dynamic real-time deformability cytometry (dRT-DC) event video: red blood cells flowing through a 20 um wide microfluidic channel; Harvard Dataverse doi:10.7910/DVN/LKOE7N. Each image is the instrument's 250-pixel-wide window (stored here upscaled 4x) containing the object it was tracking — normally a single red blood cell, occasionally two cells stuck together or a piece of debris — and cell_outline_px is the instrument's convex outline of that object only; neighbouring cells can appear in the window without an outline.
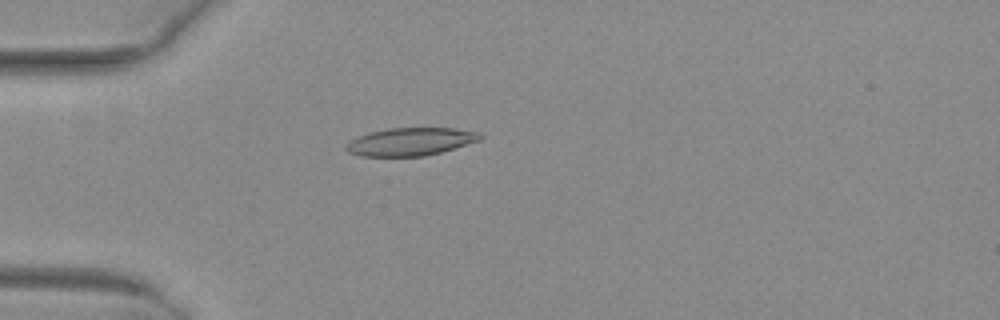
{"species": "common noctule bat (a hibernating species)", "species_latin": "Nyctalus noctula", "temperature_condition": "warm", "stored_images_in_passage": 39, "camera_frame_rate_fps": 3000, "um_per_image_px": 0.085, "animal": {"sex": "female", "body_mass_g": 29.2, "forearm_length_mm": 56.3}, "frame": {"image": 1, "passage_image": 2, "time_ms": 0.333, "image_size_px": [1000, 320], "cell_outline_px": [[484, 136], [480, 140], [440, 152], [424, 156], [360, 156], [348, 152], [344, 148], [344, 144], [356, 136], [368, 132], [388, 128], [452, 128], [480, 132]], "centroid_in_image_um": [34.84, 12.03], "position_along_channel_um": 50.2, "area_um2": 21.91}}
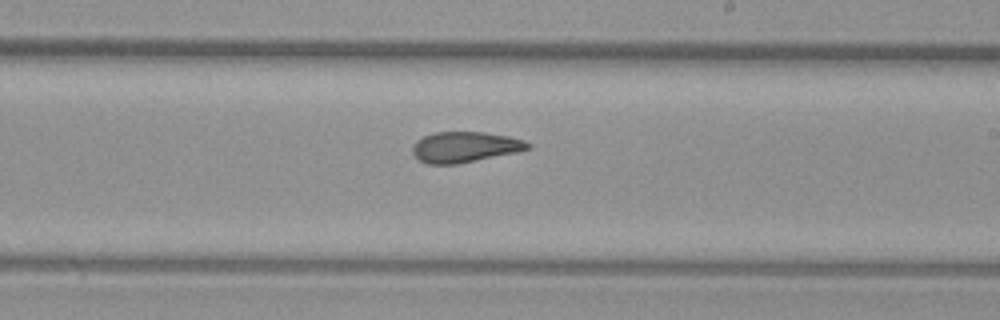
{"frame": {"image": 2, "passage_image": 18, "time_ms": 5.667, "image_size_px": [1000, 320], "cell_outline_px": [[532, 148], [516, 152], [456, 164], [428, 164], [420, 160], [412, 152], [412, 144], [416, 140], [432, 132], [484, 132], [508, 136], [524, 140], [532, 144]], "centroid_in_image_um": [39.51, 12.48], "position_along_channel_um": 249.5, "area_um2": 20.58}}
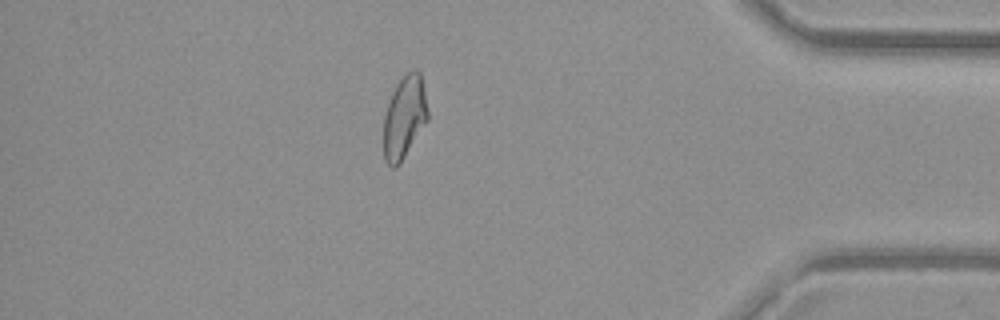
{"frame": {"image": 3, "passage_image": 32, "time_ms": 10.333, "image_size_px": [1000, 320], "cell_outline_px": [[428, 120], [400, 164], [396, 168], [392, 168], [384, 160], [384, 116], [392, 92], [396, 84], [408, 72], [416, 68], [420, 72], [428, 112]], "centroid_in_image_um": [34.37, 10.0], "position_along_channel_um": 400.8, "area_um2": 21.15}, "authors_computed_cell_mechanics": {"area_um2": 21.386, "velocity_mm_per_s": 4.038, "shape_relaxation_time_tau1_ms": 11.2489, "shape_relaxation_time_tau2_ms": 2.1233, "deformation_change_tau1": 0.2559, "deformation_change_tau2": 0.0874}}